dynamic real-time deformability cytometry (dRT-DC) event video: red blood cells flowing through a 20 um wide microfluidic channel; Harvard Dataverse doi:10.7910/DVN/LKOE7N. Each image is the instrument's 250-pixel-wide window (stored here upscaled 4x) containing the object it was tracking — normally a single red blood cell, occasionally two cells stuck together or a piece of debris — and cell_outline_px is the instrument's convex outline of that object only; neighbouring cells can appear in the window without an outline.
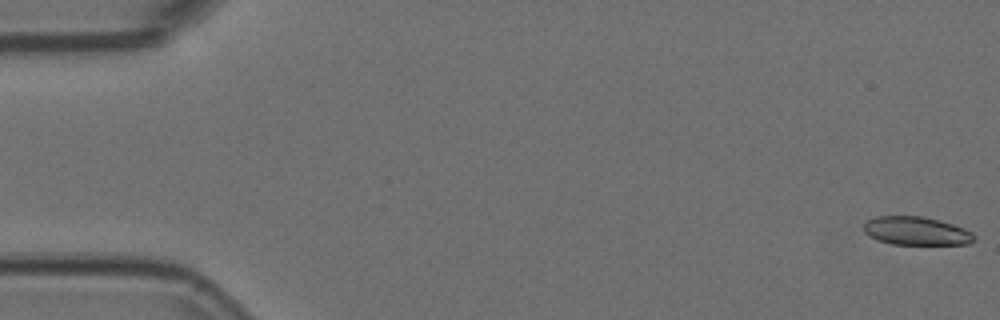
{"species": "Egyptian fruit bat (a non-hibernating species)", "species_latin": "Rousettus aegyptiacus", "temperature_condition": "room temperature", "stored_images_in_passage": 6, "camera_frame_rate_fps": 3000, "um_per_image_px": 0.085, "animal": {"sex": "female"}, "frame": {"image": 1, "passage_image": 1, "time_ms": 0.0, "image_size_px": [1000, 320], "cell_outline_px": [[976, 240], [968, 244], [892, 244], [880, 240], [864, 232], [864, 224], [868, 220], [876, 216], [920, 216], [940, 220], [964, 228], [972, 232], [976, 236]], "centroid_in_image_um": [77.93, 19.63], "position_along_channel_um": 7.1, "area_um2": 18.15}}
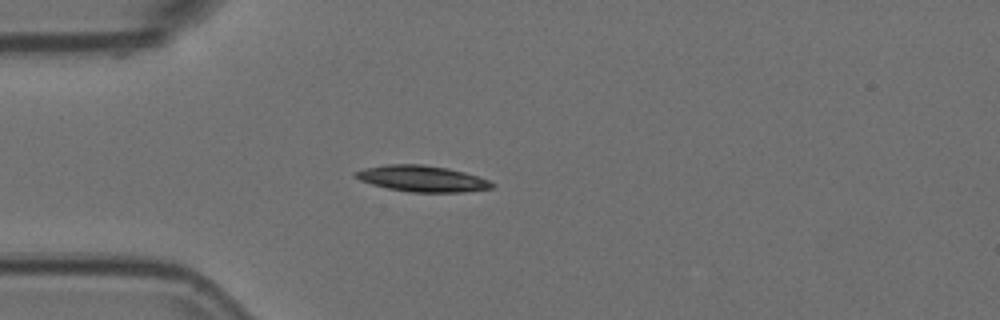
{"frame": {"image": 2, "passage_image": 5, "time_ms": 1.333, "image_size_px": [1000, 320], "cell_outline_px": [[496, 184], [492, 188], [464, 192], [408, 192], [388, 188], [372, 184], [360, 180], [352, 176], [352, 172], [364, 168], [388, 164], [424, 164], [448, 168], [464, 172], [488, 180]], "centroid_in_image_um": [35.84, 15.18], "position_along_channel_um": 49.2, "area_um2": 20.87}}